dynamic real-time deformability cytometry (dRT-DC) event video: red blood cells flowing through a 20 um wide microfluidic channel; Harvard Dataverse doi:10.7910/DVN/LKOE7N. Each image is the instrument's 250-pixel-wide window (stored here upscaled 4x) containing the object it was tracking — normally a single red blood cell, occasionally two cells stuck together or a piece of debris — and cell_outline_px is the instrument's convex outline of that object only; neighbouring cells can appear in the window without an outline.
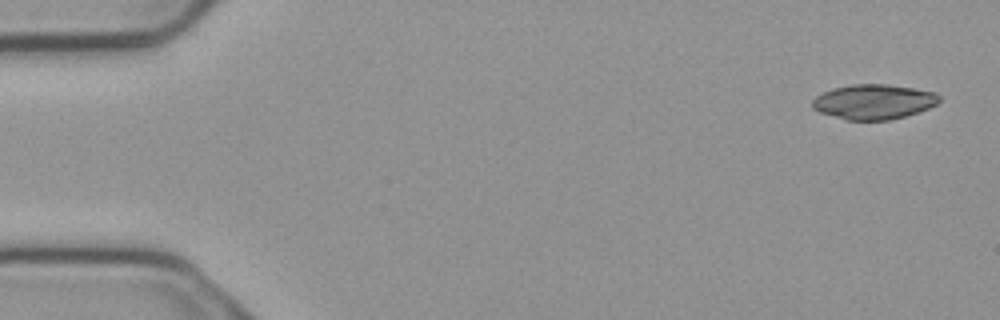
{"species": "common noctule bat (a hibernating species)", "species_latin": "Nyctalus noctula", "temperature_condition": "cold", "stored_images_in_passage": 6, "camera_frame_rate_fps": 3000, "um_per_image_px": 0.085, "animal": {"sex": "male", "body_mass_g": 23.1, "forearm_length_mm": 52.7}, "frame": {"image": 1, "passage_image": 1, "time_ms": 0.0, "image_size_px": [1000, 320], "cell_outline_px": [[940, 100], [936, 104], [928, 108], [904, 116], [888, 120], [844, 120], [820, 112], [812, 108], [812, 100], [816, 96], [832, 88], [852, 84], [888, 84], [936, 92], [940, 96]], "centroid_in_image_um": [74.24, 8.65], "position_along_channel_um": 10.8, "area_um2": 25.78}}